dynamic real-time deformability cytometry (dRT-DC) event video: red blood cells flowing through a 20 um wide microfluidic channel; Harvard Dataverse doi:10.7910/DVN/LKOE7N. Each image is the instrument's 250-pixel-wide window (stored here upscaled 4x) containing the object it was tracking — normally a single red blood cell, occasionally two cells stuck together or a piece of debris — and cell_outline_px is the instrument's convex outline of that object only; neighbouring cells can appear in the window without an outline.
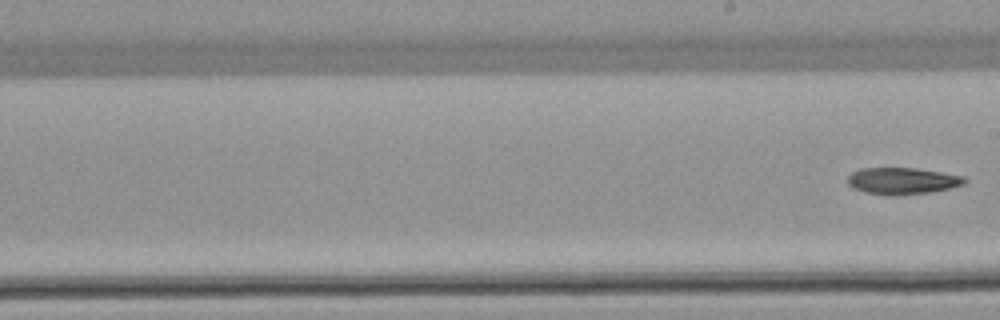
{"species": "common noctule bat (a hibernating species)", "species_latin": "Nyctalus noctula", "temperature_condition": "warm", "stored_images_in_passage": 9, "camera_frame_rate_fps": 3000, "um_per_image_px": 0.085, "animal": {"sex": "female", "body_mass_g": 22.7, "forearm_length_mm": 54.2}, "frame": {"image": 1, "passage_image": 9, "time_ms": 11.333, "image_size_px": [1000, 320], "cell_outline_px": [[968, 180], [964, 184], [952, 188], [932, 192], [864, 192], [852, 188], [848, 184], [848, 176], [852, 172], [860, 168], [916, 168], [964, 176]], "centroid_in_image_um": [76.74, 15.32], "position_along_channel_um": 212.3, "area_um2": 17.4}}